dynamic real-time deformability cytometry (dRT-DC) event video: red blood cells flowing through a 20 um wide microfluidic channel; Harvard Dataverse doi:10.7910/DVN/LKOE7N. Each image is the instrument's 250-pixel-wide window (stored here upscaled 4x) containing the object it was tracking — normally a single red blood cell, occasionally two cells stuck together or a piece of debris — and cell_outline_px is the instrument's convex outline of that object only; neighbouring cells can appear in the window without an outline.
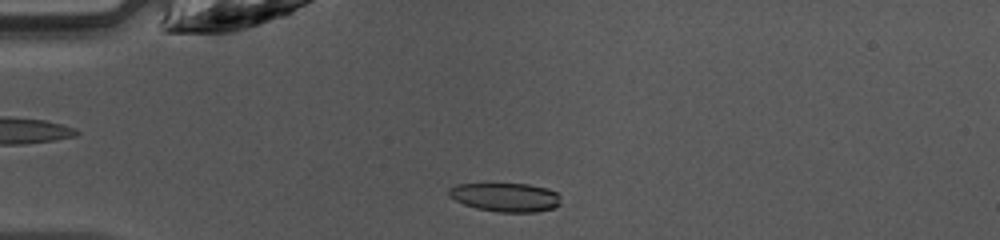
{"species": "common noctule bat (a hibernating species)", "species_latin": "Nyctalus noctula", "temperature_condition": "warm", "stored_images_in_passage": 46, "camera_frame_rate_fps": 3000, "um_per_image_px": 0.085, "animal": {"sex": "female", "body_mass_g": 10.0, "forearm_length_mm": 53.1}, "frame": {"image": 1, "passage_image": 11, "time_ms": 3.333, "image_size_px": [1000, 240], "cell_outline_px": [[560, 204], [552, 208], [536, 212], [496, 212], [476, 208], [464, 204], [448, 196], [448, 188], [456, 184], [528, 184], [548, 188], [556, 192], [560, 196]], "centroid_in_image_um": [42.96, 16.76], "position_along_channel_um": 42.0, "area_um2": 18.84}}
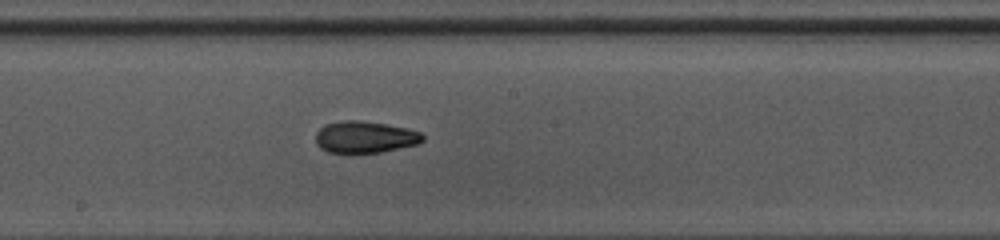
{"frame": {"image": 2, "passage_image": 25, "time_ms": 8.0, "image_size_px": [1000, 240], "cell_outline_px": [[424, 140], [416, 144], [380, 152], [328, 152], [320, 148], [316, 144], [316, 132], [324, 124], [340, 120], [360, 120], [384, 124], [404, 128], [420, 132], [424, 136]], "centroid_in_image_um": [30.97, 11.63], "position_along_channel_um": 217.2, "area_um2": 19.59}}
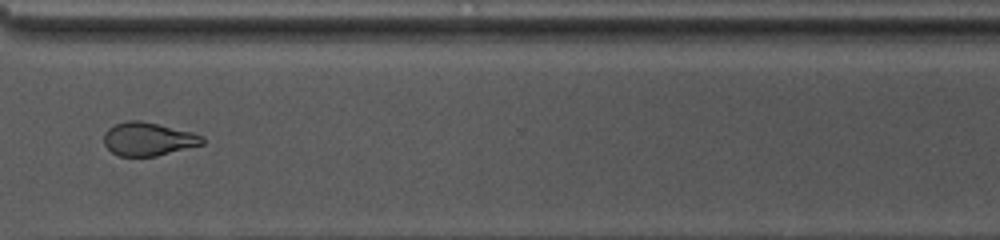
{"frame": {"image": 3, "passage_image": 35, "time_ms": 11.333, "image_size_px": [1000, 240], "cell_outline_px": [[204, 144], [156, 156], [120, 156], [112, 152], [104, 144], [104, 132], [108, 128], [124, 120], [140, 120], [192, 132], [204, 136]], "centroid_in_image_um": [12.59, 11.81], "position_along_channel_um": 358.0, "area_um2": 19.13}, "authors_computed_cell_mechanics": {"area_um2": 19.8254, "velocity_mm_per_s": 4.2325, "shape_relaxation_time_tau1_ms": 4.0148, "shape_relaxation_time_tau2_ms": 1.3926, "deformation_change_tau1": 0.1378, "deformation_change_tau2": 0.0735}}